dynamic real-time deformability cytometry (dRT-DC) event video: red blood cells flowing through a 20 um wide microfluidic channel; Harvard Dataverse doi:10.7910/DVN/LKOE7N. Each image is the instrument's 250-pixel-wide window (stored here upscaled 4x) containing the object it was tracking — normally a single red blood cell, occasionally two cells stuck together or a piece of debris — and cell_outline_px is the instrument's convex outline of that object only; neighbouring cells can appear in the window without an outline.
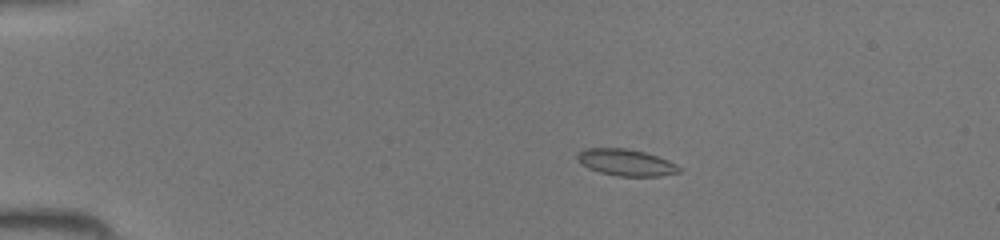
{"species": "common noctule bat (a hibernating species)", "species_latin": "Nyctalus noctula", "temperature_condition": "room temperature", "stored_images_in_passage": 45, "camera_frame_rate_fps": 3000, "um_per_image_px": 0.085, "animal": {"sex": "female", "body_mass_g": 19.5, "forearm_length_mm": 54.1}, "frame": {"image": 1, "passage_image": 9, "time_ms": 2.667, "image_size_px": [1000, 240], "cell_outline_px": [[680, 172], [660, 176], [616, 176], [600, 172], [588, 168], [576, 156], [580, 152], [588, 148], [624, 148], [644, 152], [668, 160], [676, 164], [680, 168]], "centroid_in_image_um": [53.24, 13.82], "position_along_channel_um": 31.8, "area_um2": 15.49}}
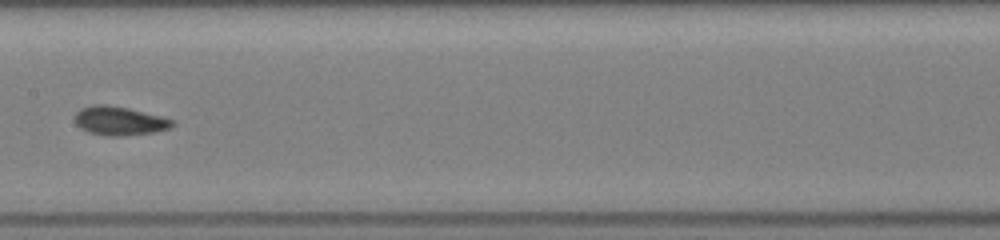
{"frame": {"image": 2, "passage_image": 24, "time_ms": 7.667, "image_size_px": [1000, 240], "cell_outline_px": [[172, 124], [168, 128], [152, 132], [120, 136], [108, 136], [92, 132], [80, 128], [76, 124], [76, 112], [80, 108], [92, 104], [104, 104], [128, 108], [172, 120]], "centroid_in_image_um": [10.07, 10.26], "position_along_channel_um": 197.3, "area_um2": 15.84}}
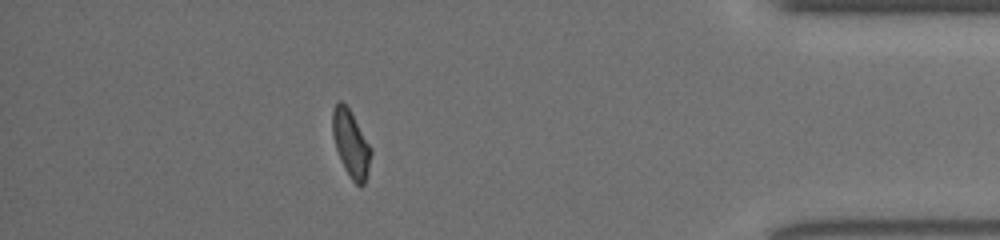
{"frame": {"image": 3, "passage_image": 40, "time_ms": 13.0, "image_size_px": [1000, 240], "cell_outline_px": [[372, 152], [364, 184], [360, 188], [352, 180], [344, 168], [336, 148], [332, 132], [332, 108], [340, 100], [348, 108], [372, 148]], "centroid_in_image_um": [29.82, 12.23], "position_along_channel_um": 405.4, "area_um2": 14.74}}